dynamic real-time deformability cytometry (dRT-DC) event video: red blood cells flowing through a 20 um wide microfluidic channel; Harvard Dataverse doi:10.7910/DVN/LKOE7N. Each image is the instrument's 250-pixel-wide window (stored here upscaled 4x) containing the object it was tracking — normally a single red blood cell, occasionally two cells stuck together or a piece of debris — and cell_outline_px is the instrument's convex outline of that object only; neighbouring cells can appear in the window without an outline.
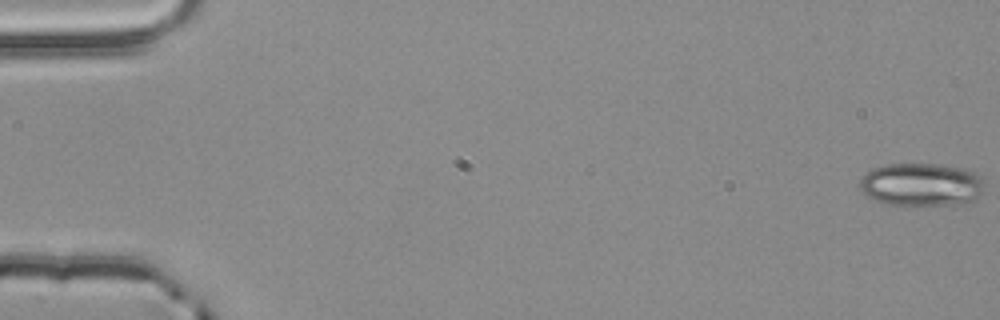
{"species": "common noctule bat (a hibernating species)", "species_latin": "Nyctalus noctula", "temperature_condition": "room temperature", "stored_images_in_passage": 55, "camera_frame_rate_fps": 3000, "um_per_image_px": 0.085, "animal": {"sex": "male", "body_mass_g": 20.4}, "frame": {"image": 1, "passage_image": 1, "time_ms": 0.0, "image_size_px": [1000, 320], "cell_outline_px": [[984, 192], [980, 196], [968, 204], [916, 208], [904, 208], [884, 204], [868, 196], [860, 188], [860, 180], [864, 172], [872, 168], [888, 164], [936, 164], [964, 168], [980, 176], [984, 188]], "centroid_in_image_um": [78.32, 15.76], "position_along_channel_um": 6.7, "area_um2": 32.66}}
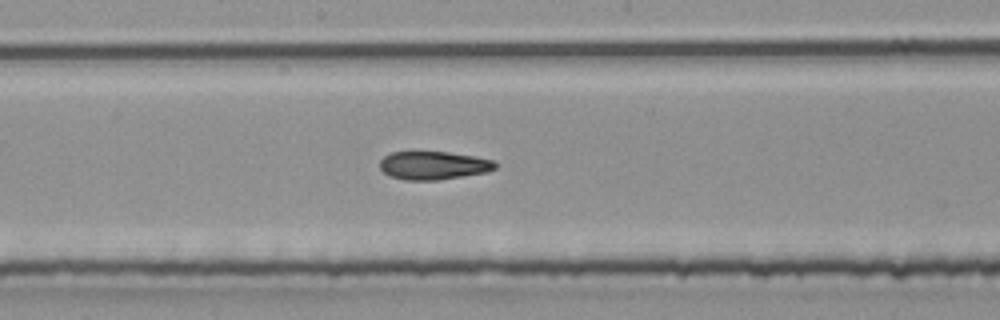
{"frame": {"image": 2, "passage_image": 30, "time_ms": 9.667, "image_size_px": [1000, 320], "cell_outline_px": [[496, 168], [488, 172], [440, 180], [404, 180], [388, 176], [380, 168], [380, 160], [384, 156], [392, 152], [448, 152], [472, 156], [492, 160], [496, 164]], "centroid_in_image_um": [36.82, 14.07], "position_along_channel_um": 211.4, "area_um2": 19.02}}
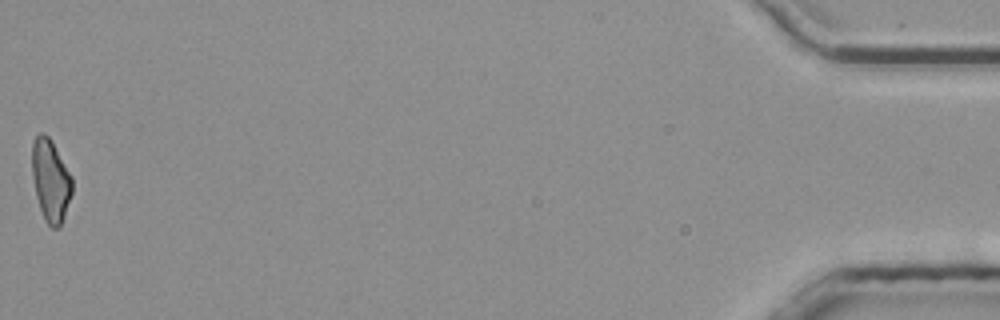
{"frame": {"image": 3, "passage_image": 55, "time_ms": 18.0, "image_size_px": [1000, 320], "cell_outline_px": [[72, 192], [64, 216], [60, 224], [56, 228], [52, 228], [44, 220], [36, 196], [32, 176], [32, 144], [36, 136], [40, 132], [44, 132], [52, 140], [72, 176]], "centroid_in_image_um": [4.29, 15.3], "position_along_channel_um": 430.9, "area_um2": 19.19}, "authors_computed_cell_mechanics": {"area_um2": 20.1144, "velocity_mm_per_s": 3.8815, "shape_relaxation_time_tau1_ms": null, "shape_relaxation_time_tau2_ms": 4.124, "deformation_change_tau1": null, "deformation_change_tau2": 0.1116}}